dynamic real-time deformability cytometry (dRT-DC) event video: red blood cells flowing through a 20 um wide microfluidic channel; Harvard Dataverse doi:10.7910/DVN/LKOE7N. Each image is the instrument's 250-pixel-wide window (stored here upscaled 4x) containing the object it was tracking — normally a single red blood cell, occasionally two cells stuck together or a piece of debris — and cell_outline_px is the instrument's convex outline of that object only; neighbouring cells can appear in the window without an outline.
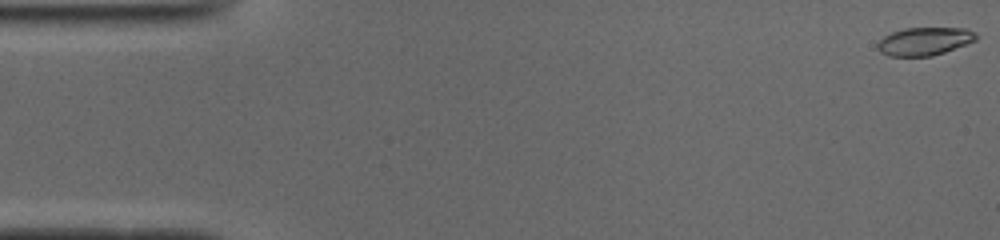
{"species": "common noctule bat (a hibernating species)", "species_latin": "Nyctalus noctula", "temperature_condition": "cold", "stored_images_in_passage": 51, "camera_frame_rate_fps": 3000, "um_per_image_px": 0.085, "animal": {"sex": "male", "body_mass_g": 19.0, "forearm_length_mm": 50.8}, "frame": {"image": 1, "passage_image": 1, "time_ms": 0.0, "image_size_px": [1000, 240], "cell_outline_px": [[976, 40], [968, 44], [932, 56], [888, 56], [880, 52], [876, 48], [876, 44], [884, 36], [892, 32], [904, 28], [964, 28], [976, 32]], "centroid_in_image_um": [78.56, 3.51], "position_along_channel_um": 6.4, "area_um2": 16.18}}
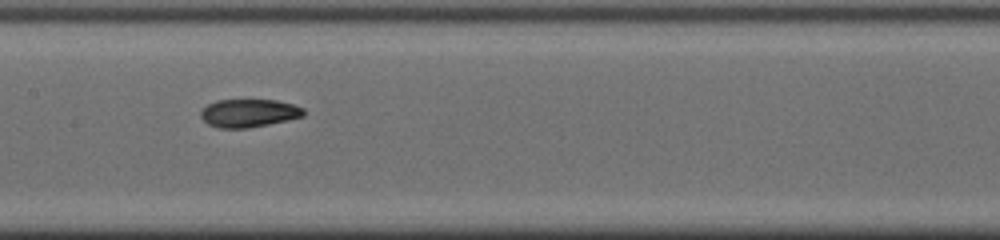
{"frame": {"image": 2, "passage_image": 25, "time_ms": 8.0, "image_size_px": [1000, 240], "cell_outline_px": [[304, 116], [288, 120], [248, 128], [220, 128], [208, 124], [200, 116], [200, 112], [208, 104], [216, 100], [276, 100], [292, 104], [304, 108]], "centroid_in_image_um": [21.15, 9.61], "position_along_channel_um": 186.3, "area_um2": 16.76}}
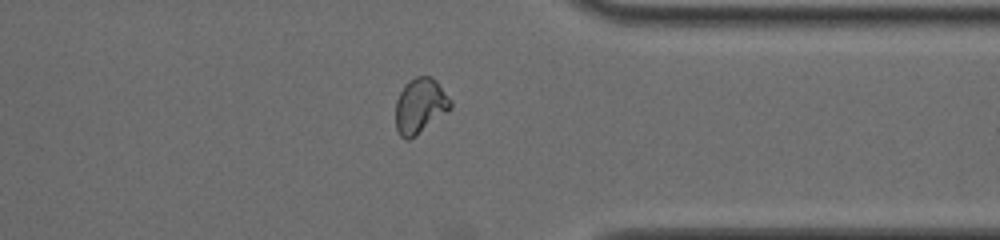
{"frame": {"image": 3, "passage_image": 40, "time_ms": 13.0, "image_size_px": [1000, 240], "cell_outline_px": [[452, 108], [416, 136], [408, 140], [404, 140], [400, 136], [396, 128], [396, 100], [404, 84], [408, 80], [416, 76], [432, 76], [436, 80], [452, 100]], "centroid_in_image_um": [35.71, 8.99], "position_along_channel_um": 375.7, "area_um2": 17.92}, "authors_computed_cell_mechanics": {"area_um2": 16.762, "velocity_mm_per_s": 3.9246, "shape_relaxation_time_tau1_ms": null, "shape_relaxation_time_tau2_ms": 1.6518, "deformation_change_tau1": null, "deformation_change_tau2": 0.0638}}